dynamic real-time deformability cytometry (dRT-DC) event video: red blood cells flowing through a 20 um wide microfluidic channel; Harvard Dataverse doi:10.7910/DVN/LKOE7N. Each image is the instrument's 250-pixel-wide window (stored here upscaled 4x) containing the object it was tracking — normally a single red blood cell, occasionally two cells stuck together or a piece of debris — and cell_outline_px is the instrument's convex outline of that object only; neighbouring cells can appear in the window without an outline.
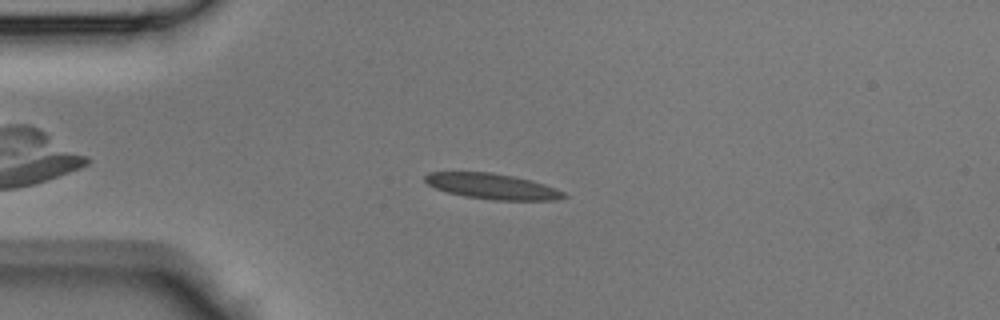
{"species": "Egyptian fruit bat (a non-hibernating species)", "species_latin": "Rousettus aegyptiacus", "temperature_condition": "room temperature", "stored_images_in_passage": 42, "camera_frame_rate_fps": 3000, "um_per_image_px": 0.085, "animal": {"sex": "male"}, "frame": {"image": 1, "passage_image": 8, "time_ms": 2.333, "image_size_px": [1000, 320], "cell_outline_px": [[568, 196], [556, 200], [492, 200], [464, 196], [448, 192], [436, 188], [428, 184], [424, 180], [424, 176], [428, 172], [492, 172], [532, 180], [544, 184], [564, 192]], "centroid_in_image_um": [41.84, 15.84], "position_along_channel_um": 43.2, "area_um2": 20.63}}
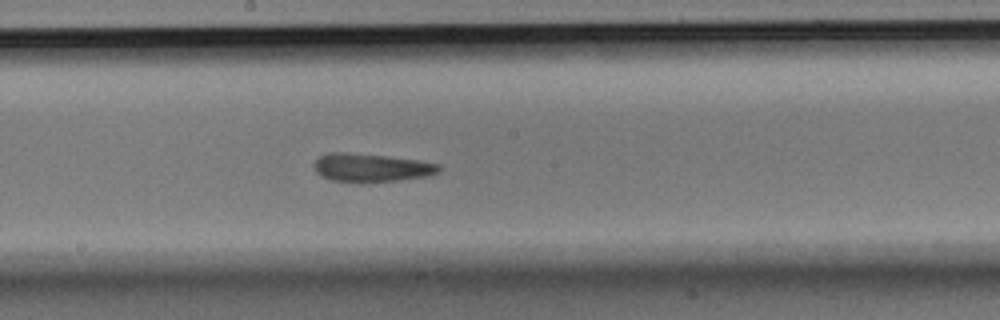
{"frame": {"image": 2, "passage_image": 21, "time_ms": 6.667, "image_size_px": [1000, 320], "cell_outline_px": [[440, 172], [428, 176], [396, 180], [360, 184], [332, 180], [320, 176], [316, 172], [312, 164], [320, 156], [328, 152], [348, 152], [388, 156], [420, 160], [440, 164]], "centroid_in_image_um": [31.53, 14.26], "position_along_channel_um": 216.7, "area_um2": 21.15}}
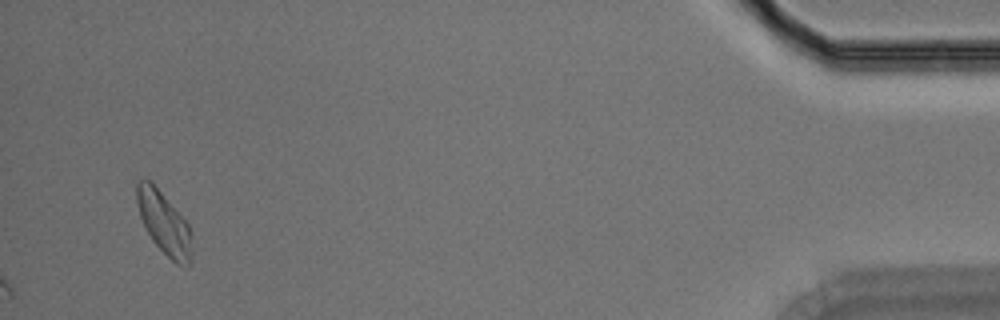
{"frame": {"image": 3, "passage_image": 40, "time_ms": 13.0, "image_size_px": [1000, 320], "cell_outline_px": [[192, 264], [176, 264], [152, 240], [144, 228], [140, 216], [136, 200], [136, 180], [152, 180], [188, 224], [192, 232]], "centroid_in_image_um": [13.94, 18.94], "position_along_channel_um": 421.3, "area_um2": 20.23}}